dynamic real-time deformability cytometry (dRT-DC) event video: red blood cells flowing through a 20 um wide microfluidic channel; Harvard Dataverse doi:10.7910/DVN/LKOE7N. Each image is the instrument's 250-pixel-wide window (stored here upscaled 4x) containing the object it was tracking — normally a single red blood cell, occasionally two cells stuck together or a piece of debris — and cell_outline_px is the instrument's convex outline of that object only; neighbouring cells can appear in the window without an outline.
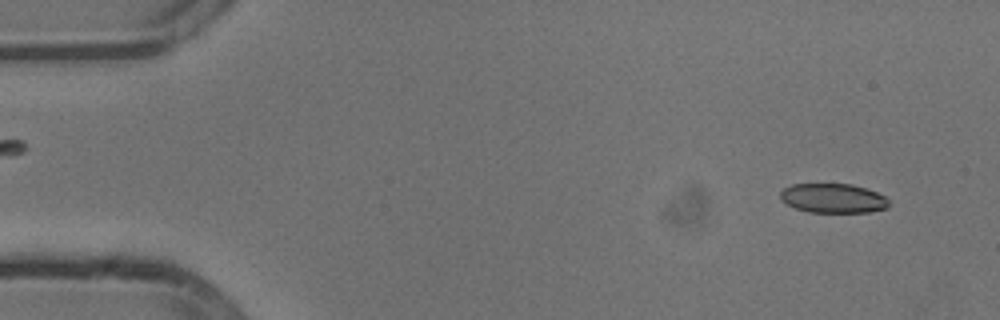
{"species": "common noctule bat (a hibernating species)", "species_latin": "Nyctalus noctula", "temperature_condition": "cold", "stored_images_in_passage": 51, "camera_frame_rate_fps": 3000, "um_per_image_px": 0.085, "animal": {"sex": "male", "body_mass_g": 13.3}, "frame": {"image": 1, "passage_image": 1, "time_ms": 0.0, "image_size_px": [1000, 320], "cell_outline_px": [[888, 208], [868, 212], [808, 212], [796, 208], [780, 200], [780, 192], [784, 188], [792, 184], [852, 184], [876, 192], [884, 196], [888, 200]], "centroid_in_image_um": [70.79, 16.85], "position_along_channel_um": 14.2, "area_um2": 18.5}}
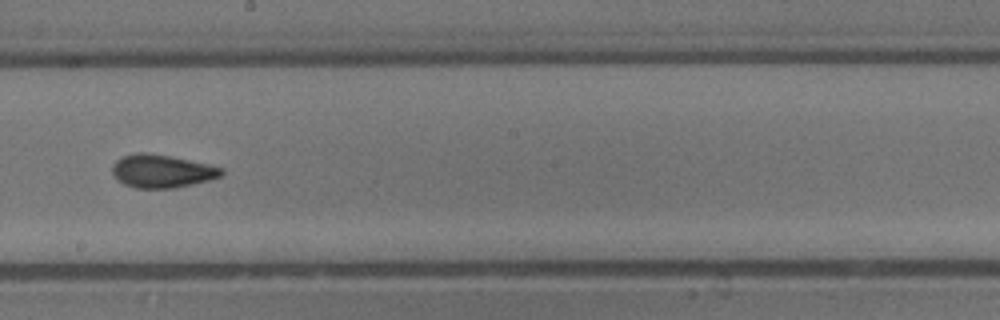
{"frame": {"image": 2, "passage_image": 27, "time_ms": 8.667, "image_size_px": [1000, 320], "cell_outline_px": [[224, 172], [220, 176], [208, 180], [176, 188], [136, 188], [124, 184], [116, 180], [112, 172], [112, 164], [116, 160], [124, 156], [136, 152], [144, 152], [168, 156], [208, 164], [224, 168]], "centroid_in_image_um": [13.73, 14.55], "position_along_channel_um": 234.5, "area_um2": 20.98}}
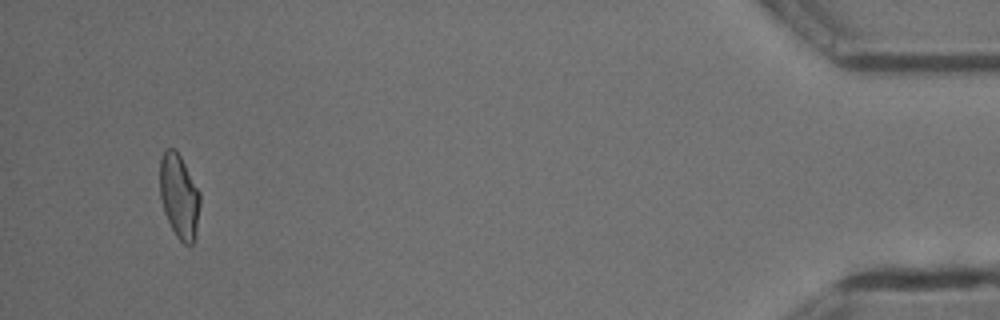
{"frame": {"image": 3, "passage_image": 48, "time_ms": 15.667, "image_size_px": [1000, 320], "cell_outline_px": [[200, 204], [196, 236], [192, 244], [184, 244], [176, 236], [164, 212], [160, 196], [160, 160], [164, 148], [172, 148], [180, 156], [200, 192]], "centroid_in_image_um": [15.23, 16.69], "position_along_channel_um": 420.0, "area_um2": 19.65}, "authors_computed_cell_mechanics": {"area_um2": 20.23, "velocity_mm_per_s": 3.8208, "shape_relaxation_time_tau1_ms": 6.8338, "shape_relaxation_time_tau2_ms": 1.8609, "deformation_change_tau1": 0.1518, "deformation_change_tau2": 0.0716}}